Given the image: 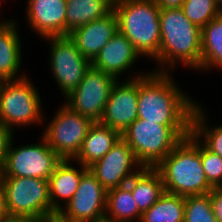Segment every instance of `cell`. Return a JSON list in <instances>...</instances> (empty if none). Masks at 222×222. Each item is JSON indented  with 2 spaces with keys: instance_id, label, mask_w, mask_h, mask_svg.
Returning <instances> with one entry per match:
<instances>
[{
  "instance_id": "6da1fadb",
  "label": "cell",
  "mask_w": 222,
  "mask_h": 222,
  "mask_svg": "<svg viewBox=\"0 0 222 222\" xmlns=\"http://www.w3.org/2000/svg\"><path fill=\"white\" fill-rule=\"evenodd\" d=\"M189 97L168 71L143 74L139 77L138 118L159 125H191L197 103Z\"/></svg>"
},
{
  "instance_id": "7a4b0ae2",
  "label": "cell",
  "mask_w": 222,
  "mask_h": 222,
  "mask_svg": "<svg viewBox=\"0 0 222 222\" xmlns=\"http://www.w3.org/2000/svg\"><path fill=\"white\" fill-rule=\"evenodd\" d=\"M159 24L160 51L153 60L163 66L160 72H167L165 64L169 69L179 62L201 69V28L190 22L181 8L160 9Z\"/></svg>"
},
{
  "instance_id": "3957f363",
  "label": "cell",
  "mask_w": 222,
  "mask_h": 222,
  "mask_svg": "<svg viewBox=\"0 0 222 222\" xmlns=\"http://www.w3.org/2000/svg\"><path fill=\"white\" fill-rule=\"evenodd\" d=\"M155 169L160 173L165 192L179 196L208 194V183L200 157V141L190 134Z\"/></svg>"
},
{
  "instance_id": "277c9868",
  "label": "cell",
  "mask_w": 222,
  "mask_h": 222,
  "mask_svg": "<svg viewBox=\"0 0 222 222\" xmlns=\"http://www.w3.org/2000/svg\"><path fill=\"white\" fill-rule=\"evenodd\" d=\"M191 134V125H159L137 118L121 137L142 167L155 168Z\"/></svg>"
},
{
  "instance_id": "5b68a950",
  "label": "cell",
  "mask_w": 222,
  "mask_h": 222,
  "mask_svg": "<svg viewBox=\"0 0 222 222\" xmlns=\"http://www.w3.org/2000/svg\"><path fill=\"white\" fill-rule=\"evenodd\" d=\"M118 30L142 56L155 58L160 51L159 11L154 0H123L113 7Z\"/></svg>"
},
{
  "instance_id": "8992f818",
  "label": "cell",
  "mask_w": 222,
  "mask_h": 222,
  "mask_svg": "<svg viewBox=\"0 0 222 222\" xmlns=\"http://www.w3.org/2000/svg\"><path fill=\"white\" fill-rule=\"evenodd\" d=\"M8 215L23 216L33 222L55 221L57 213L49 199L48 180L40 178H1Z\"/></svg>"
},
{
  "instance_id": "52a82bcc",
  "label": "cell",
  "mask_w": 222,
  "mask_h": 222,
  "mask_svg": "<svg viewBox=\"0 0 222 222\" xmlns=\"http://www.w3.org/2000/svg\"><path fill=\"white\" fill-rule=\"evenodd\" d=\"M41 98L26 76L0 81V122L11 131L13 126L42 122Z\"/></svg>"
},
{
  "instance_id": "ba28073f",
  "label": "cell",
  "mask_w": 222,
  "mask_h": 222,
  "mask_svg": "<svg viewBox=\"0 0 222 222\" xmlns=\"http://www.w3.org/2000/svg\"><path fill=\"white\" fill-rule=\"evenodd\" d=\"M14 148L10 141L1 178L27 177L48 180L56 166L63 160L54 152L47 141Z\"/></svg>"
},
{
  "instance_id": "9c48e42d",
  "label": "cell",
  "mask_w": 222,
  "mask_h": 222,
  "mask_svg": "<svg viewBox=\"0 0 222 222\" xmlns=\"http://www.w3.org/2000/svg\"><path fill=\"white\" fill-rule=\"evenodd\" d=\"M52 119L42 136L62 159L73 161L80 152L88 130L94 122L75 112L66 104L59 108Z\"/></svg>"
},
{
  "instance_id": "30bf717a",
  "label": "cell",
  "mask_w": 222,
  "mask_h": 222,
  "mask_svg": "<svg viewBox=\"0 0 222 222\" xmlns=\"http://www.w3.org/2000/svg\"><path fill=\"white\" fill-rule=\"evenodd\" d=\"M118 79L91 66L77 88L66 96L65 104L93 122H99L111 90Z\"/></svg>"
},
{
  "instance_id": "8fae6325",
  "label": "cell",
  "mask_w": 222,
  "mask_h": 222,
  "mask_svg": "<svg viewBox=\"0 0 222 222\" xmlns=\"http://www.w3.org/2000/svg\"><path fill=\"white\" fill-rule=\"evenodd\" d=\"M50 39V68L62 93L68 96L83 80L91 62L78 50L76 43L67 36L47 37Z\"/></svg>"
},
{
  "instance_id": "7c38bea8",
  "label": "cell",
  "mask_w": 222,
  "mask_h": 222,
  "mask_svg": "<svg viewBox=\"0 0 222 222\" xmlns=\"http://www.w3.org/2000/svg\"><path fill=\"white\" fill-rule=\"evenodd\" d=\"M107 190L88 169L71 200L64 204L56 222H92L105 218Z\"/></svg>"
},
{
  "instance_id": "4fadbf2b",
  "label": "cell",
  "mask_w": 222,
  "mask_h": 222,
  "mask_svg": "<svg viewBox=\"0 0 222 222\" xmlns=\"http://www.w3.org/2000/svg\"><path fill=\"white\" fill-rule=\"evenodd\" d=\"M133 166L137 171H131L135 169ZM142 168L134 152L122 137L105 156L88 167L107 191L126 185Z\"/></svg>"
},
{
  "instance_id": "5bb4252c",
  "label": "cell",
  "mask_w": 222,
  "mask_h": 222,
  "mask_svg": "<svg viewBox=\"0 0 222 222\" xmlns=\"http://www.w3.org/2000/svg\"><path fill=\"white\" fill-rule=\"evenodd\" d=\"M114 84L100 123L122 134L138 118L139 77Z\"/></svg>"
},
{
  "instance_id": "9a60e30c",
  "label": "cell",
  "mask_w": 222,
  "mask_h": 222,
  "mask_svg": "<svg viewBox=\"0 0 222 222\" xmlns=\"http://www.w3.org/2000/svg\"><path fill=\"white\" fill-rule=\"evenodd\" d=\"M27 18L43 38L66 36L67 0H28Z\"/></svg>"
},
{
  "instance_id": "2e32d148",
  "label": "cell",
  "mask_w": 222,
  "mask_h": 222,
  "mask_svg": "<svg viewBox=\"0 0 222 222\" xmlns=\"http://www.w3.org/2000/svg\"><path fill=\"white\" fill-rule=\"evenodd\" d=\"M117 31L118 19L112 9L104 17L75 29L69 36L76 43L80 53L92 62Z\"/></svg>"
},
{
  "instance_id": "e0dca14e",
  "label": "cell",
  "mask_w": 222,
  "mask_h": 222,
  "mask_svg": "<svg viewBox=\"0 0 222 222\" xmlns=\"http://www.w3.org/2000/svg\"><path fill=\"white\" fill-rule=\"evenodd\" d=\"M139 56L133 44L118 30L99 51L91 66L117 78L131 68Z\"/></svg>"
},
{
  "instance_id": "ac0fdd59",
  "label": "cell",
  "mask_w": 222,
  "mask_h": 222,
  "mask_svg": "<svg viewBox=\"0 0 222 222\" xmlns=\"http://www.w3.org/2000/svg\"><path fill=\"white\" fill-rule=\"evenodd\" d=\"M70 163V160L63 159L48 179L49 199L52 209L57 214L63 208L60 205L61 200L65 199L66 204L71 200L78 189L82 175L88 170L82 164L77 170Z\"/></svg>"
},
{
  "instance_id": "d6986e66",
  "label": "cell",
  "mask_w": 222,
  "mask_h": 222,
  "mask_svg": "<svg viewBox=\"0 0 222 222\" xmlns=\"http://www.w3.org/2000/svg\"><path fill=\"white\" fill-rule=\"evenodd\" d=\"M16 24L14 20L0 22V81L24 77V74L17 76L21 67L22 48Z\"/></svg>"
},
{
  "instance_id": "ffe728a7",
  "label": "cell",
  "mask_w": 222,
  "mask_h": 222,
  "mask_svg": "<svg viewBox=\"0 0 222 222\" xmlns=\"http://www.w3.org/2000/svg\"><path fill=\"white\" fill-rule=\"evenodd\" d=\"M120 137L121 134L117 130L94 122L88 130L80 152L73 160L88 168L105 156Z\"/></svg>"
},
{
  "instance_id": "44dd1931",
  "label": "cell",
  "mask_w": 222,
  "mask_h": 222,
  "mask_svg": "<svg viewBox=\"0 0 222 222\" xmlns=\"http://www.w3.org/2000/svg\"><path fill=\"white\" fill-rule=\"evenodd\" d=\"M126 185L141 213L150 209L165 192L162 177L155 168L143 167Z\"/></svg>"
},
{
  "instance_id": "7402d4cb",
  "label": "cell",
  "mask_w": 222,
  "mask_h": 222,
  "mask_svg": "<svg viewBox=\"0 0 222 222\" xmlns=\"http://www.w3.org/2000/svg\"><path fill=\"white\" fill-rule=\"evenodd\" d=\"M112 9L105 0H67L66 36L75 29L104 17Z\"/></svg>"
},
{
  "instance_id": "603a6c76",
  "label": "cell",
  "mask_w": 222,
  "mask_h": 222,
  "mask_svg": "<svg viewBox=\"0 0 222 222\" xmlns=\"http://www.w3.org/2000/svg\"><path fill=\"white\" fill-rule=\"evenodd\" d=\"M142 213L139 211L131 190L127 185L107 191L105 218L114 222L139 221Z\"/></svg>"
},
{
  "instance_id": "cb8c5ba5",
  "label": "cell",
  "mask_w": 222,
  "mask_h": 222,
  "mask_svg": "<svg viewBox=\"0 0 222 222\" xmlns=\"http://www.w3.org/2000/svg\"><path fill=\"white\" fill-rule=\"evenodd\" d=\"M222 69V13L201 28V70Z\"/></svg>"
},
{
  "instance_id": "d4e9b609",
  "label": "cell",
  "mask_w": 222,
  "mask_h": 222,
  "mask_svg": "<svg viewBox=\"0 0 222 222\" xmlns=\"http://www.w3.org/2000/svg\"><path fill=\"white\" fill-rule=\"evenodd\" d=\"M185 197L164 192L155 204L142 213L140 222H184Z\"/></svg>"
},
{
  "instance_id": "484cf974",
  "label": "cell",
  "mask_w": 222,
  "mask_h": 222,
  "mask_svg": "<svg viewBox=\"0 0 222 222\" xmlns=\"http://www.w3.org/2000/svg\"><path fill=\"white\" fill-rule=\"evenodd\" d=\"M203 110L198 105L195 106L191 120V134L197 139L203 137L202 145L222 158V125L209 129L206 126V115H203Z\"/></svg>"
},
{
  "instance_id": "4316f807",
  "label": "cell",
  "mask_w": 222,
  "mask_h": 222,
  "mask_svg": "<svg viewBox=\"0 0 222 222\" xmlns=\"http://www.w3.org/2000/svg\"><path fill=\"white\" fill-rule=\"evenodd\" d=\"M181 9L188 20L200 28L222 13L215 0H184Z\"/></svg>"
},
{
  "instance_id": "83f0119b",
  "label": "cell",
  "mask_w": 222,
  "mask_h": 222,
  "mask_svg": "<svg viewBox=\"0 0 222 222\" xmlns=\"http://www.w3.org/2000/svg\"><path fill=\"white\" fill-rule=\"evenodd\" d=\"M184 214V222H217L208 194L186 196Z\"/></svg>"
},
{
  "instance_id": "f1b7e54d",
  "label": "cell",
  "mask_w": 222,
  "mask_h": 222,
  "mask_svg": "<svg viewBox=\"0 0 222 222\" xmlns=\"http://www.w3.org/2000/svg\"><path fill=\"white\" fill-rule=\"evenodd\" d=\"M200 141V157L208 183L213 188L222 187V158L207 150Z\"/></svg>"
},
{
  "instance_id": "f546056e",
  "label": "cell",
  "mask_w": 222,
  "mask_h": 222,
  "mask_svg": "<svg viewBox=\"0 0 222 222\" xmlns=\"http://www.w3.org/2000/svg\"><path fill=\"white\" fill-rule=\"evenodd\" d=\"M13 131L0 122V168L3 166L10 141L13 138Z\"/></svg>"
},
{
  "instance_id": "4dcf8cb0",
  "label": "cell",
  "mask_w": 222,
  "mask_h": 222,
  "mask_svg": "<svg viewBox=\"0 0 222 222\" xmlns=\"http://www.w3.org/2000/svg\"><path fill=\"white\" fill-rule=\"evenodd\" d=\"M208 195L217 222H222V187L213 188Z\"/></svg>"
},
{
  "instance_id": "1f68e13d",
  "label": "cell",
  "mask_w": 222,
  "mask_h": 222,
  "mask_svg": "<svg viewBox=\"0 0 222 222\" xmlns=\"http://www.w3.org/2000/svg\"><path fill=\"white\" fill-rule=\"evenodd\" d=\"M160 9L181 8L184 0H154Z\"/></svg>"
},
{
  "instance_id": "d6a6232c",
  "label": "cell",
  "mask_w": 222,
  "mask_h": 222,
  "mask_svg": "<svg viewBox=\"0 0 222 222\" xmlns=\"http://www.w3.org/2000/svg\"><path fill=\"white\" fill-rule=\"evenodd\" d=\"M8 215L6 209L5 191L2 183L0 182V218Z\"/></svg>"
},
{
  "instance_id": "836d02e7",
  "label": "cell",
  "mask_w": 222,
  "mask_h": 222,
  "mask_svg": "<svg viewBox=\"0 0 222 222\" xmlns=\"http://www.w3.org/2000/svg\"><path fill=\"white\" fill-rule=\"evenodd\" d=\"M0 222H33V221L23 216L6 215L0 218Z\"/></svg>"
},
{
  "instance_id": "e575fe53",
  "label": "cell",
  "mask_w": 222,
  "mask_h": 222,
  "mask_svg": "<svg viewBox=\"0 0 222 222\" xmlns=\"http://www.w3.org/2000/svg\"><path fill=\"white\" fill-rule=\"evenodd\" d=\"M108 4H110L112 7L118 5L121 3L123 0H105Z\"/></svg>"
},
{
  "instance_id": "d590c367",
  "label": "cell",
  "mask_w": 222,
  "mask_h": 222,
  "mask_svg": "<svg viewBox=\"0 0 222 222\" xmlns=\"http://www.w3.org/2000/svg\"><path fill=\"white\" fill-rule=\"evenodd\" d=\"M92 222H114V221L109 220V219H107V218H103V219L96 220V221H92Z\"/></svg>"
},
{
  "instance_id": "8d00e7d4",
  "label": "cell",
  "mask_w": 222,
  "mask_h": 222,
  "mask_svg": "<svg viewBox=\"0 0 222 222\" xmlns=\"http://www.w3.org/2000/svg\"><path fill=\"white\" fill-rule=\"evenodd\" d=\"M219 5L221 4V8H222V0H215Z\"/></svg>"
},
{
  "instance_id": "74e56055",
  "label": "cell",
  "mask_w": 222,
  "mask_h": 222,
  "mask_svg": "<svg viewBox=\"0 0 222 222\" xmlns=\"http://www.w3.org/2000/svg\"><path fill=\"white\" fill-rule=\"evenodd\" d=\"M1 176H2V174H1V168H0V182H1Z\"/></svg>"
}]
</instances>
